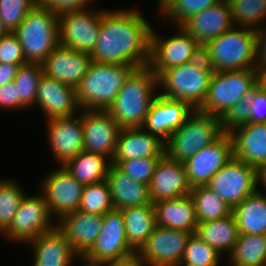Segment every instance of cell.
Listing matches in <instances>:
<instances>
[{"instance_id":"cell-1","label":"cell","mask_w":266,"mask_h":266,"mask_svg":"<svg viewBox=\"0 0 266 266\" xmlns=\"http://www.w3.org/2000/svg\"><path fill=\"white\" fill-rule=\"evenodd\" d=\"M152 29L138 9H104L92 61L137 69L148 66Z\"/></svg>"},{"instance_id":"cell-2","label":"cell","mask_w":266,"mask_h":266,"mask_svg":"<svg viewBox=\"0 0 266 266\" xmlns=\"http://www.w3.org/2000/svg\"><path fill=\"white\" fill-rule=\"evenodd\" d=\"M157 87L158 76L148 66L138 68L126 80L107 112L122 129L142 128L160 91Z\"/></svg>"},{"instance_id":"cell-3","label":"cell","mask_w":266,"mask_h":266,"mask_svg":"<svg viewBox=\"0 0 266 266\" xmlns=\"http://www.w3.org/2000/svg\"><path fill=\"white\" fill-rule=\"evenodd\" d=\"M136 69L132 65L92 61L87 73L75 87L80 109L107 111L126 80Z\"/></svg>"},{"instance_id":"cell-4","label":"cell","mask_w":266,"mask_h":266,"mask_svg":"<svg viewBox=\"0 0 266 266\" xmlns=\"http://www.w3.org/2000/svg\"><path fill=\"white\" fill-rule=\"evenodd\" d=\"M214 70L204 55L194 61L166 69L158 75L159 95L188 103L194 110L203 104ZM163 90V91H162Z\"/></svg>"},{"instance_id":"cell-5","label":"cell","mask_w":266,"mask_h":266,"mask_svg":"<svg viewBox=\"0 0 266 266\" xmlns=\"http://www.w3.org/2000/svg\"><path fill=\"white\" fill-rule=\"evenodd\" d=\"M203 55L214 71L256 69L255 29L234 26L203 46Z\"/></svg>"},{"instance_id":"cell-6","label":"cell","mask_w":266,"mask_h":266,"mask_svg":"<svg viewBox=\"0 0 266 266\" xmlns=\"http://www.w3.org/2000/svg\"><path fill=\"white\" fill-rule=\"evenodd\" d=\"M27 63L42 64L59 45V15L35 6L14 31Z\"/></svg>"},{"instance_id":"cell-7","label":"cell","mask_w":266,"mask_h":266,"mask_svg":"<svg viewBox=\"0 0 266 266\" xmlns=\"http://www.w3.org/2000/svg\"><path fill=\"white\" fill-rule=\"evenodd\" d=\"M223 133L219 117L194 110L183 125L165 141V155L172 160L184 162Z\"/></svg>"},{"instance_id":"cell-8","label":"cell","mask_w":266,"mask_h":266,"mask_svg":"<svg viewBox=\"0 0 266 266\" xmlns=\"http://www.w3.org/2000/svg\"><path fill=\"white\" fill-rule=\"evenodd\" d=\"M257 86L256 69L214 71L199 112L221 118L234 103L248 97Z\"/></svg>"},{"instance_id":"cell-9","label":"cell","mask_w":266,"mask_h":266,"mask_svg":"<svg viewBox=\"0 0 266 266\" xmlns=\"http://www.w3.org/2000/svg\"><path fill=\"white\" fill-rule=\"evenodd\" d=\"M136 252L126 241L124 218L121 210L112 209L103 215L102 227L92 247L80 258L95 266L101 263L122 262L135 258Z\"/></svg>"},{"instance_id":"cell-10","label":"cell","mask_w":266,"mask_h":266,"mask_svg":"<svg viewBox=\"0 0 266 266\" xmlns=\"http://www.w3.org/2000/svg\"><path fill=\"white\" fill-rule=\"evenodd\" d=\"M176 28L178 33L165 39L152 29L148 67L156 76L166 69L194 61L203 55V46L181 26Z\"/></svg>"},{"instance_id":"cell-11","label":"cell","mask_w":266,"mask_h":266,"mask_svg":"<svg viewBox=\"0 0 266 266\" xmlns=\"http://www.w3.org/2000/svg\"><path fill=\"white\" fill-rule=\"evenodd\" d=\"M39 193L24 195L10 226L2 233L7 240L27 244L56 227V221L49 212L44 196Z\"/></svg>"},{"instance_id":"cell-12","label":"cell","mask_w":266,"mask_h":266,"mask_svg":"<svg viewBox=\"0 0 266 266\" xmlns=\"http://www.w3.org/2000/svg\"><path fill=\"white\" fill-rule=\"evenodd\" d=\"M191 232L156 226L136 252L141 266H178Z\"/></svg>"},{"instance_id":"cell-13","label":"cell","mask_w":266,"mask_h":266,"mask_svg":"<svg viewBox=\"0 0 266 266\" xmlns=\"http://www.w3.org/2000/svg\"><path fill=\"white\" fill-rule=\"evenodd\" d=\"M100 10L85 8L61 13L59 15V44L91 54L100 34L101 16L104 11Z\"/></svg>"},{"instance_id":"cell-14","label":"cell","mask_w":266,"mask_h":266,"mask_svg":"<svg viewBox=\"0 0 266 266\" xmlns=\"http://www.w3.org/2000/svg\"><path fill=\"white\" fill-rule=\"evenodd\" d=\"M207 186L233 209L257 190L256 168L233 157Z\"/></svg>"},{"instance_id":"cell-15","label":"cell","mask_w":266,"mask_h":266,"mask_svg":"<svg viewBox=\"0 0 266 266\" xmlns=\"http://www.w3.org/2000/svg\"><path fill=\"white\" fill-rule=\"evenodd\" d=\"M49 172L41 180L40 192L51 216L56 217L57 221L63 215L79 209L84 186L77 182L64 166Z\"/></svg>"},{"instance_id":"cell-16","label":"cell","mask_w":266,"mask_h":266,"mask_svg":"<svg viewBox=\"0 0 266 266\" xmlns=\"http://www.w3.org/2000/svg\"><path fill=\"white\" fill-rule=\"evenodd\" d=\"M233 158V143L229 133L199 150L183 163L191 188L207 185L211 178Z\"/></svg>"},{"instance_id":"cell-17","label":"cell","mask_w":266,"mask_h":266,"mask_svg":"<svg viewBox=\"0 0 266 266\" xmlns=\"http://www.w3.org/2000/svg\"><path fill=\"white\" fill-rule=\"evenodd\" d=\"M78 115V116H77ZM48 145L59 166H64L83 149L82 110L76 115L45 120Z\"/></svg>"},{"instance_id":"cell-18","label":"cell","mask_w":266,"mask_h":266,"mask_svg":"<svg viewBox=\"0 0 266 266\" xmlns=\"http://www.w3.org/2000/svg\"><path fill=\"white\" fill-rule=\"evenodd\" d=\"M82 125L83 149L104 155L112 161L122 129L118 123L107 111L82 110Z\"/></svg>"},{"instance_id":"cell-19","label":"cell","mask_w":266,"mask_h":266,"mask_svg":"<svg viewBox=\"0 0 266 266\" xmlns=\"http://www.w3.org/2000/svg\"><path fill=\"white\" fill-rule=\"evenodd\" d=\"M46 120L69 117L80 112L75 88L42 74L36 91L35 105Z\"/></svg>"},{"instance_id":"cell-20","label":"cell","mask_w":266,"mask_h":266,"mask_svg":"<svg viewBox=\"0 0 266 266\" xmlns=\"http://www.w3.org/2000/svg\"><path fill=\"white\" fill-rule=\"evenodd\" d=\"M193 112L188 103L158 94L150 106L143 128L165 142Z\"/></svg>"},{"instance_id":"cell-21","label":"cell","mask_w":266,"mask_h":266,"mask_svg":"<svg viewBox=\"0 0 266 266\" xmlns=\"http://www.w3.org/2000/svg\"><path fill=\"white\" fill-rule=\"evenodd\" d=\"M91 63L90 54L59 44L42 63L43 74L75 88Z\"/></svg>"},{"instance_id":"cell-22","label":"cell","mask_w":266,"mask_h":266,"mask_svg":"<svg viewBox=\"0 0 266 266\" xmlns=\"http://www.w3.org/2000/svg\"><path fill=\"white\" fill-rule=\"evenodd\" d=\"M148 188L152 204L190 194L191 187L187 181L184 163L164 155L157 164Z\"/></svg>"},{"instance_id":"cell-23","label":"cell","mask_w":266,"mask_h":266,"mask_svg":"<svg viewBox=\"0 0 266 266\" xmlns=\"http://www.w3.org/2000/svg\"><path fill=\"white\" fill-rule=\"evenodd\" d=\"M202 46L235 26L229 3L221 0L216 5L190 16L180 25Z\"/></svg>"},{"instance_id":"cell-24","label":"cell","mask_w":266,"mask_h":266,"mask_svg":"<svg viewBox=\"0 0 266 266\" xmlns=\"http://www.w3.org/2000/svg\"><path fill=\"white\" fill-rule=\"evenodd\" d=\"M103 216L80 210L63 215L56 227L65 235L73 250L82 257L95 243L102 227Z\"/></svg>"},{"instance_id":"cell-25","label":"cell","mask_w":266,"mask_h":266,"mask_svg":"<svg viewBox=\"0 0 266 266\" xmlns=\"http://www.w3.org/2000/svg\"><path fill=\"white\" fill-rule=\"evenodd\" d=\"M165 142L142 128H123L120 131L112 161L163 157Z\"/></svg>"},{"instance_id":"cell-26","label":"cell","mask_w":266,"mask_h":266,"mask_svg":"<svg viewBox=\"0 0 266 266\" xmlns=\"http://www.w3.org/2000/svg\"><path fill=\"white\" fill-rule=\"evenodd\" d=\"M28 243L33 247V266H74L81 258L57 227Z\"/></svg>"},{"instance_id":"cell-27","label":"cell","mask_w":266,"mask_h":266,"mask_svg":"<svg viewBox=\"0 0 266 266\" xmlns=\"http://www.w3.org/2000/svg\"><path fill=\"white\" fill-rule=\"evenodd\" d=\"M233 157L256 169L266 164V123H248L229 133Z\"/></svg>"},{"instance_id":"cell-28","label":"cell","mask_w":266,"mask_h":266,"mask_svg":"<svg viewBox=\"0 0 266 266\" xmlns=\"http://www.w3.org/2000/svg\"><path fill=\"white\" fill-rule=\"evenodd\" d=\"M154 204L156 224L176 230L196 232L198 225L191 195L157 201Z\"/></svg>"},{"instance_id":"cell-29","label":"cell","mask_w":266,"mask_h":266,"mask_svg":"<svg viewBox=\"0 0 266 266\" xmlns=\"http://www.w3.org/2000/svg\"><path fill=\"white\" fill-rule=\"evenodd\" d=\"M106 181L114 209L151 204L148 185L136 182L116 165H110Z\"/></svg>"},{"instance_id":"cell-30","label":"cell","mask_w":266,"mask_h":266,"mask_svg":"<svg viewBox=\"0 0 266 266\" xmlns=\"http://www.w3.org/2000/svg\"><path fill=\"white\" fill-rule=\"evenodd\" d=\"M239 234H266V194L259 188L232 209Z\"/></svg>"},{"instance_id":"cell-31","label":"cell","mask_w":266,"mask_h":266,"mask_svg":"<svg viewBox=\"0 0 266 266\" xmlns=\"http://www.w3.org/2000/svg\"><path fill=\"white\" fill-rule=\"evenodd\" d=\"M126 241L137 252L154 231L156 224L154 204L121 209Z\"/></svg>"},{"instance_id":"cell-32","label":"cell","mask_w":266,"mask_h":266,"mask_svg":"<svg viewBox=\"0 0 266 266\" xmlns=\"http://www.w3.org/2000/svg\"><path fill=\"white\" fill-rule=\"evenodd\" d=\"M195 234L218 253H231L239 237V230L233 213L213 221L198 223Z\"/></svg>"},{"instance_id":"cell-33","label":"cell","mask_w":266,"mask_h":266,"mask_svg":"<svg viewBox=\"0 0 266 266\" xmlns=\"http://www.w3.org/2000/svg\"><path fill=\"white\" fill-rule=\"evenodd\" d=\"M111 161L104 155L82 150L64 168L83 186L106 180Z\"/></svg>"},{"instance_id":"cell-34","label":"cell","mask_w":266,"mask_h":266,"mask_svg":"<svg viewBox=\"0 0 266 266\" xmlns=\"http://www.w3.org/2000/svg\"><path fill=\"white\" fill-rule=\"evenodd\" d=\"M227 262L234 266H266V234H239Z\"/></svg>"},{"instance_id":"cell-35","label":"cell","mask_w":266,"mask_h":266,"mask_svg":"<svg viewBox=\"0 0 266 266\" xmlns=\"http://www.w3.org/2000/svg\"><path fill=\"white\" fill-rule=\"evenodd\" d=\"M198 223L224 218L232 213L226 202L207 185L191 188Z\"/></svg>"},{"instance_id":"cell-36","label":"cell","mask_w":266,"mask_h":266,"mask_svg":"<svg viewBox=\"0 0 266 266\" xmlns=\"http://www.w3.org/2000/svg\"><path fill=\"white\" fill-rule=\"evenodd\" d=\"M42 74L43 66L40 63H27L19 67L14 78L18 111L35 105L38 82Z\"/></svg>"},{"instance_id":"cell-37","label":"cell","mask_w":266,"mask_h":266,"mask_svg":"<svg viewBox=\"0 0 266 266\" xmlns=\"http://www.w3.org/2000/svg\"><path fill=\"white\" fill-rule=\"evenodd\" d=\"M235 26L257 29L266 24V0H227Z\"/></svg>"},{"instance_id":"cell-38","label":"cell","mask_w":266,"mask_h":266,"mask_svg":"<svg viewBox=\"0 0 266 266\" xmlns=\"http://www.w3.org/2000/svg\"><path fill=\"white\" fill-rule=\"evenodd\" d=\"M25 194L16 180L0 179V233L10 226Z\"/></svg>"},{"instance_id":"cell-39","label":"cell","mask_w":266,"mask_h":266,"mask_svg":"<svg viewBox=\"0 0 266 266\" xmlns=\"http://www.w3.org/2000/svg\"><path fill=\"white\" fill-rule=\"evenodd\" d=\"M114 209L106 180L85 185L82 190L80 211L103 216Z\"/></svg>"},{"instance_id":"cell-40","label":"cell","mask_w":266,"mask_h":266,"mask_svg":"<svg viewBox=\"0 0 266 266\" xmlns=\"http://www.w3.org/2000/svg\"><path fill=\"white\" fill-rule=\"evenodd\" d=\"M221 0H169L160 10L162 17L180 26L190 16L200 13Z\"/></svg>"},{"instance_id":"cell-41","label":"cell","mask_w":266,"mask_h":266,"mask_svg":"<svg viewBox=\"0 0 266 266\" xmlns=\"http://www.w3.org/2000/svg\"><path fill=\"white\" fill-rule=\"evenodd\" d=\"M220 260H222V256L218 251L193 233L187 241L184 256L180 264L219 266Z\"/></svg>"},{"instance_id":"cell-42","label":"cell","mask_w":266,"mask_h":266,"mask_svg":"<svg viewBox=\"0 0 266 266\" xmlns=\"http://www.w3.org/2000/svg\"><path fill=\"white\" fill-rule=\"evenodd\" d=\"M35 6V0H0V20L14 32Z\"/></svg>"},{"instance_id":"cell-43","label":"cell","mask_w":266,"mask_h":266,"mask_svg":"<svg viewBox=\"0 0 266 266\" xmlns=\"http://www.w3.org/2000/svg\"><path fill=\"white\" fill-rule=\"evenodd\" d=\"M162 157H148L125 161H111L121 171L133 178L136 182L150 184L152 175Z\"/></svg>"},{"instance_id":"cell-44","label":"cell","mask_w":266,"mask_h":266,"mask_svg":"<svg viewBox=\"0 0 266 266\" xmlns=\"http://www.w3.org/2000/svg\"><path fill=\"white\" fill-rule=\"evenodd\" d=\"M251 108L248 98L240 99L220 118L222 131L230 133L234 129L249 123Z\"/></svg>"},{"instance_id":"cell-45","label":"cell","mask_w":266,"mask_h":266,"mask_svg":"<svg viewBox=\"0 0 266 266\" xmlns=\"http://www.w3.org/2000/svg\"><path fill=\"white\" fill-rule=\"evenodd\" d=\"M0 63L27 64L22 46L14 32L0 39Z\"/></svg>"},{"instance_id":"cell-46","label":"cell","mask_w":266,"mask_h":266,"mask_svg":"<svg viewBox=\"0 0 266 266\" xmlns=\"http://www.w3.org/2000/svg\"><path fill=\"white\" fill-rule=\"evenodd\" d=\"M247 98L251 108L249 123H266V91L256 86Z\"/></svg>"},{"instance_id":"cell-47","label":"cell","mask_w":266,"mask_h":266,"mask_svg":"<svg viewBox=\"0 0 266 266\" xmlns=\"http://www.w3.org/2000/svg\"><path fill=\"white\" fill-rule=\"evenodd\" d=\"M95 0H35L36 6L48 8L58 15L67 11L89 8Z\"/></svg>"},{"instance_id":"cell-48","label":"cell","mask_w":266,"mask_h":266,"mask_svg":"<svg viewBox=\"0 0 266 266\" xmlns=\"http://www.w3.org/2000/svg\"><path fill=\"white\" fill-rule=\"evenodd\" d=\"M17 110V87L14 81L0 86V109Z\"/></svg>"},{"instance_id":"cell-49","label":"cell","mask_w":266,"mask_h":266,"mask_svg":"<svg viewBox=\"0 0 266 266\" xmlns=\"http://www.w3.org/2000/svg\"><path fill=\"white\" fill-rule=\"evenodd\" d=\"M255 57L257 66L266 65V24L255 29Z\"/></svg>"},{"instance_id":"cell-50","label":"cell","mask_w":266,"mask_h":266,"mask_svg":"<svg viewBox=\"0 0 266 266\" xmlns=\"http://www.w3.org/2000/svg\"><path fill=\"white\" fill-rule=\"evenodd\" d=\"M24 64L0 63V86L7 82L14 81L19 67Z\"/></svg>"},{"instance_id":"cell-51","label":"cell","mask_w":266,"mask_h":266,"mask_svg":"<svg viewBox=\"0 0 266 266\" xmlns=\"http://www.w3.org/2000/svg\"><path fill=\"white\" fill-rule=\"evenodd\" d=\"M257 86L266 91V65L257 66Z\"/></svg>"},{"instance_id":"cell-52","label":"cell","mask_w":266,"mask_h":266,"mask_svg":"<svg viewBox=\"0 0 266 266\" xmlns=\"http://www.w3.org/2000/svg\"><path fill=\"white\" fill-rule=\"evenodd\" d=\"M256 177H257V187L261 183L263 188L266 190V164L261 165L256 169ZM266 193V192H265Z\"/></svg>"},{"instance_id":"cell-53","label":"cell","mask_w":266,"mask_h":266,"mask_svg":"<svg viewBox=\"0 0 266 266\" xmlns=\"http://www.w3.org/2000/svg\"><path fill=\"white\" fill-rule=\"evenodd\" d=\"M95 266H141V264L136 260V258H131L122 262L101 263Z\"/></svg>"},{"instance_id":"cell-54","label":"cell","mask_w":266,"mask_h":266,"mask_svg":"<svg viewBox=\"0 0 266 266\" xmlns=\"http://www.w3.org/2000/svg\"><path fill=\"white\" fill-rule=\"evenodd\" d=\"M8 33L9 31L5 28L3 22L0 20V39L6 36Z\"/></svg>"},{"instance_id":"cell-55","label":"cell","mask_w":266,"mask_h":266,"mask_svg":"<svg viewBox=\"0 0 266 266\" xmlns=\"http://www.w3.org/2000/svg\"><path fill=\"white\" fill-rule=\"evenodd\" d=\"M169 0H158L156 1L157 2V6H158V9L160 10Z\"/></svg>"},{"instance_id":"cell-56","label":"cell","mask_w":266,"mask_h":266,"mask_svg":"<svg viewBox=\"0 0 266 266\" xmlns=\"http://www.w3.org/2000/svg\"><path fill=\"white\" fill-rule=\"evenodd\" d=\"M178 266H199V265H192V264H179Z\"/></svg>"},{"instance_id":"cell-57","label":"cell","mask_w":266,"mask_h":266,"mask_svg":"<svg viewBox=\"0 0 266 266\" xmlns=\"http://www.w3.org/2000/svg\"><path fill=\"white\" fill-rule=\"evenodd\" d=\"M81 266H92V265H87V264L82 263Z\"/></svg>"}]
</instances>
